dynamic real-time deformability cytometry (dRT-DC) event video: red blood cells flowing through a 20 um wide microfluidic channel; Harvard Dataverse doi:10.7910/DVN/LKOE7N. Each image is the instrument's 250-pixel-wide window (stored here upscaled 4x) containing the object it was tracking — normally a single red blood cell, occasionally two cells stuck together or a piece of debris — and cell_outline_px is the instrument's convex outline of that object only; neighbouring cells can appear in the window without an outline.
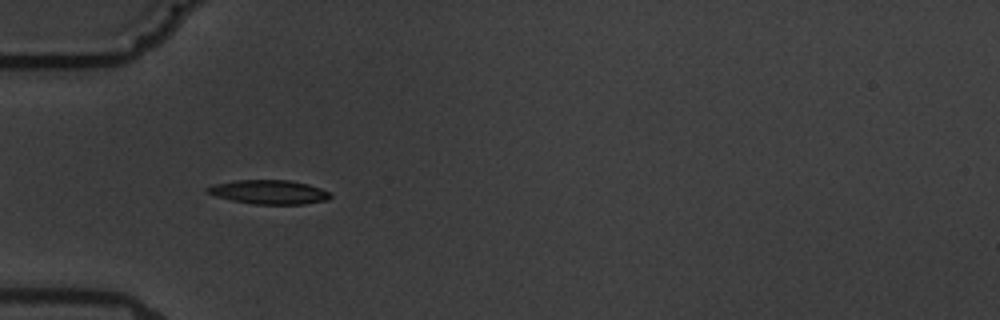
{"species": "common noctule bat (a hibernating species)", "species_latin": "Nyctalus noctula", "temperature_condition": "warm", "stored_images_in_passage": 2, "camera_frame_rate_fps": 3000, "um_per_image_px": 0.085, "animal": {"sex": "male", "body_mass_g": 19.5, "forearm_length_mm": 54.6}, "frame": {"image": 1, "passage_image": 1, "time_ms": 0.0, "image_size_px": [1000, 320], "cell_outline_px": [[332, 196], [328, 200], [304, 204], [256, 204], [232, 200], [216, 196], [208, 192], [204, 188], [212, 184], [236, 180], [288, 180], [308, 184], [320, 188], [328, 192]], "centroid_in_image_um": [22.86, 16.32], "position_along_channel_um": 62.1, "area_um2": 17.17}}